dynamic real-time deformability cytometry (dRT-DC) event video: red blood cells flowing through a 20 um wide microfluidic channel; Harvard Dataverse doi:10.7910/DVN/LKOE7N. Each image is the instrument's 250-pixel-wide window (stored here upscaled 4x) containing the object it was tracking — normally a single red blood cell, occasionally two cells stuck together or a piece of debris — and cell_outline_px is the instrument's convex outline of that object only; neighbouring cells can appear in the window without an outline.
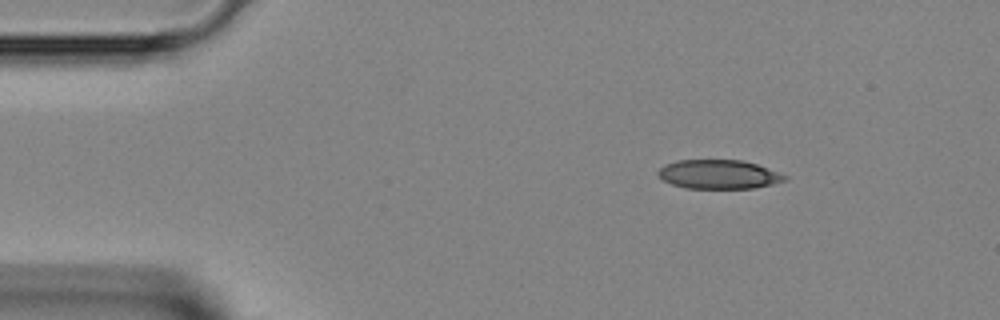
{"species": "Egyptian fruit bat (a non-hibernating species)", "species_latin": "Rousettus aegyptiacus", "temperature_condition": "room temperature", "stored_images_in_passage": 39, "camera_frame_rate_fps": 3000, "um_per_image_px": 0.085, "animal": {"sex": "female"}, "frame": {"image": 1, "passage_image": 1, "time_ms": 0.0, "image_size_px": [1000, 320], "cell_outline_px": [[788, 180], [772, 184], [752, 188], [684, 188], [660, 180], [656, 172], [660, 168], [676, 160], [740, 160], [756, 164], [788, 176]], "centroid_in_image_um": [61.06, 14.82], "position_along_channel_um": 23.9, "area_um2": 21.39}}
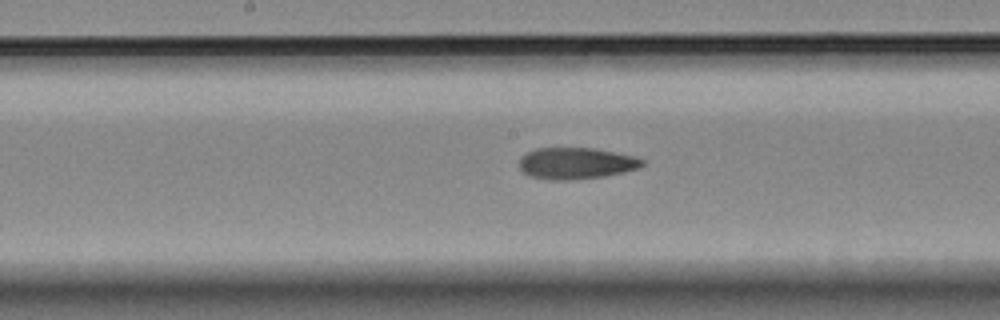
{"frame": {"image": 2, "passage_image": 17, "time_ms": 5.333, "image_size_px": [1000, 320], "cell_outline_px": [[648, 164], [640, 168], [624, 172], [604, 176], [572, 180], [548, 180], [528, 176], [520, 168], [520, 156], [536, 148], [596, 148], [636, 156], [644, 160]], "centroid_in_image_um": [49.01, 13.88], "position_along_channel_um": 199.2, "area_um2": 22.95}}
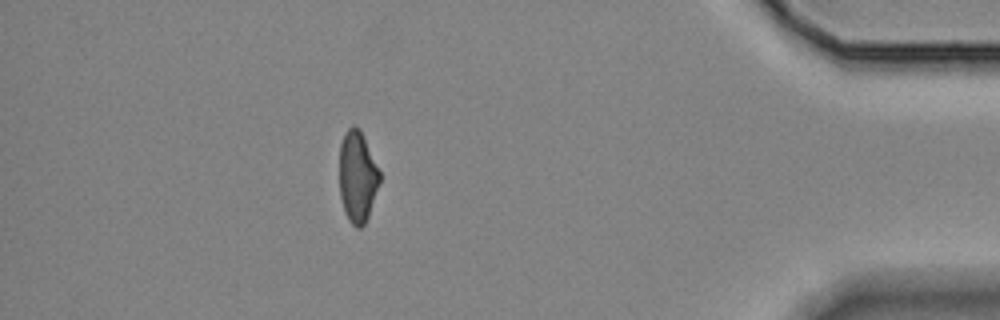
{"frame": {"image": 3, "passage_image": 34, "time_ms": 11.0, "image_size_px": [1000, 320], "cell_outline_px": [[380, 180], [368, 216], [364, 224], [360, 228], [356, 228], [348, 220], [344, 212], [340, 196], [340, 144], [344, 132], [352, 124], [360, 128], [380, 172]], "centroid_in_image_um": [30.37, 15.0], "position_along_channel_um": 404.8, "area_um2": 21.39}}